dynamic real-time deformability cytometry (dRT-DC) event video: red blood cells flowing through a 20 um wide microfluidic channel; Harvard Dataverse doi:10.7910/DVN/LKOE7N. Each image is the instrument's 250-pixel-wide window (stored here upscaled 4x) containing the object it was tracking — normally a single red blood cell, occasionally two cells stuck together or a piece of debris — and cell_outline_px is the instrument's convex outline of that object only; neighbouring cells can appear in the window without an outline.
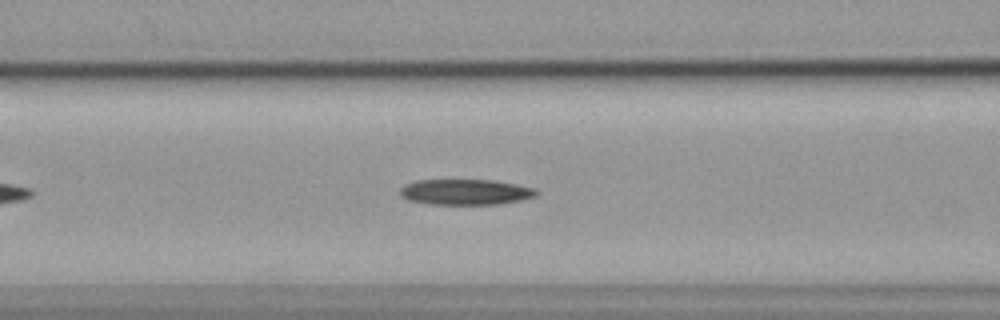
{"species": "common noctule bat (a hibernating species)", "species_latin": "Nyctalus noctula", "temperature_condition": "cold", "stored_images_in_passage": 46, "camera_frame_rate_fps": 3000, "um_per_image_px": 0.085, "animal": {"sex": "female", "body_mass_g": 19.9}, "frame": {"image": 1, "passage_image": 12, "time_ms": 3.667, "image_size_px": [1000, 320], "cell_outline_px": [[540, 192], [536, 196], [520, 200], [500, 204], [428, 204], [408, 200], [400, 196], [400, 188], [404, 184], [416, 180], [492, 180], [516, 184], [536, 188]], "centroid_in_image_um": [39.56, 16.32], "position_along_channel_um": 127.0, "area_um2": 20.52}}
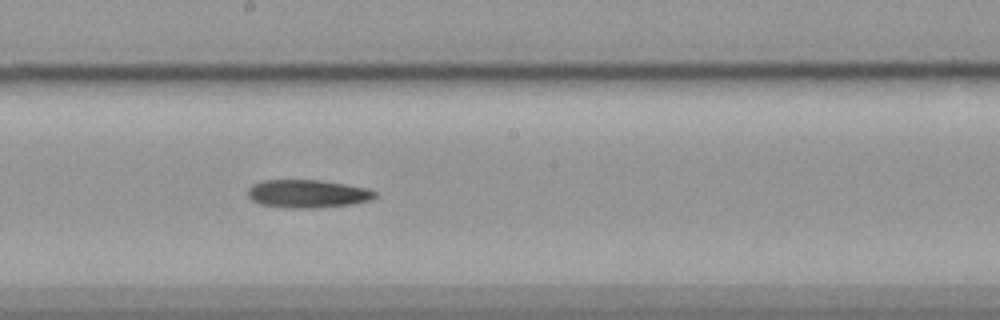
{"frame": {"image": 2, "passage_image": 20, "time_ms": 6.333, "image_size_px": [1000, 320], "cell_outline_px": [[380, 196], [372, 200], [352, 204], [316, 208], [284, 208], [260, 204], [252, 200], [248, 196], [248, 188], [252, 184], [264, 180], [320, 180], [368, 188], [376, 192]], "centroid_in_image_um": [26.17, 16.47], "position_along_channel_um": 222.0, "area_um2": 21.04}}
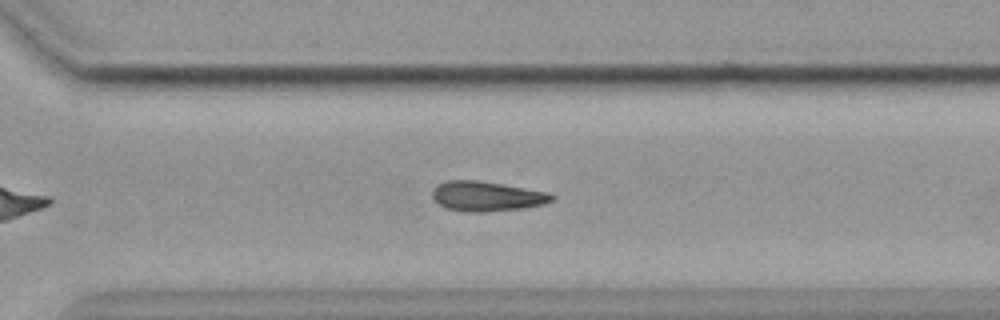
{"frame": {"image": 3, "passage_image": 29, "time_ms": 9.333, "image_size_px": [1000, 320], "cell_outline_px": [[556, 196], [552, 200], [544, 204], [524, 208], [484, 212], [468, 212], [444, 208], [436, 204], [432, 196], [432, 188], [436, 184], [448, 180], [476, 180], [548, 192]], "centroid_in_image_um": [41.31, 16.69], "position_along_channel_um": 329.3, "area_um2": 20.92}}